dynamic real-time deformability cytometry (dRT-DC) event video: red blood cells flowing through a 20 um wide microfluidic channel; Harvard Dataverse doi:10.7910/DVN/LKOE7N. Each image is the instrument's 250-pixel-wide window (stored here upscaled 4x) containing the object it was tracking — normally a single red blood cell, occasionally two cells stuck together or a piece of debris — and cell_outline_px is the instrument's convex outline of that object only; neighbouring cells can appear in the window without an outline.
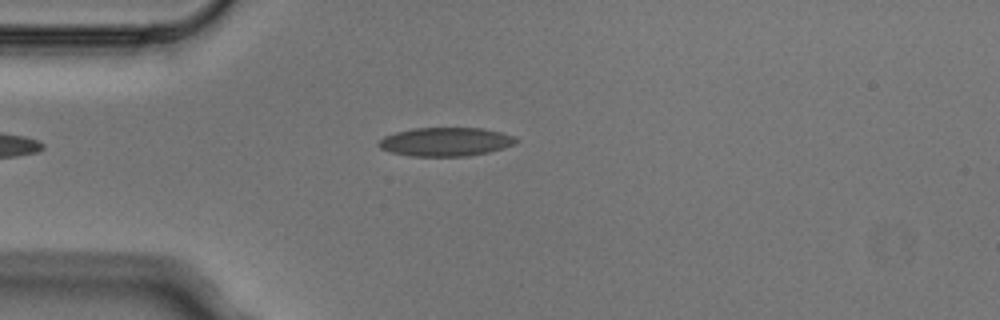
{"species": "Egyptian fruit bat (a non-hibernating species)", "species_latin": "Rousettus aegyptiacus", "temperature_condition": "cold", "stored_images_in_passage": 4, "camera_frame_rate_fps": 3000, "um_per_image_px": 0.085, "animal": {"sex": "male"}, "frame": {"image": 1, "passage_image": 3, "time_ms": 0.667, "image_size_px": [1000, 320], "cell_outline_px": [[520, 140], [516, 144], [504, 148], [488, 152], [468, 156], [408, 156], [392, 152], [380, 148], [376, 144], [384, 136], [396, 132], [412, 128], [484, 128], [500, 132], [512, 136]], "centroid_in_image_um": [37.88, 12.05], "position_along_channel_um": 47.1, "area_um2": 23.06}}